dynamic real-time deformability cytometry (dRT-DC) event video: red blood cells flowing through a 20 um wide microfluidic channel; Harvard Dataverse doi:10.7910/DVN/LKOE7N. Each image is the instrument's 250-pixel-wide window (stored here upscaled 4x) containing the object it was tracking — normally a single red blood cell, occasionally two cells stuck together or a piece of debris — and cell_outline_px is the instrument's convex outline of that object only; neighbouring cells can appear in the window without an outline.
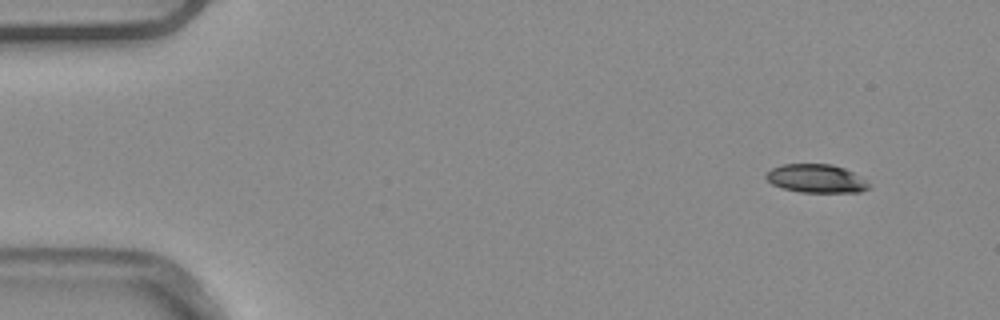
{"species": "common noctule bat (a hibernating species)", "species_latin": "Nyctalus noctula", "temperature_condition": "warm", "stored_images_in_passage": 3, "camera_frame_rate_fps": 3000, "um_per_image_px": 0.085, "animal": {"sex": "male", "body_mass_g": 20.4}, "frame": {"image": 1, "passage_image": 1, "time_ms": 0.0, "image_size_px": [1000, 320], "cell_outline_px": [[868, 188], [860, 192], [800, 192], [784, 188], [772, 184], [764, 176], [772, 168], [780, 164], [832, 164], [844, 168], [852, 172], [864, 180], [868, 184]], "centroid_in_image_um": [69.34, 15.17], "position_along_channel_um": 15.7, "area_um2": 16.82}}